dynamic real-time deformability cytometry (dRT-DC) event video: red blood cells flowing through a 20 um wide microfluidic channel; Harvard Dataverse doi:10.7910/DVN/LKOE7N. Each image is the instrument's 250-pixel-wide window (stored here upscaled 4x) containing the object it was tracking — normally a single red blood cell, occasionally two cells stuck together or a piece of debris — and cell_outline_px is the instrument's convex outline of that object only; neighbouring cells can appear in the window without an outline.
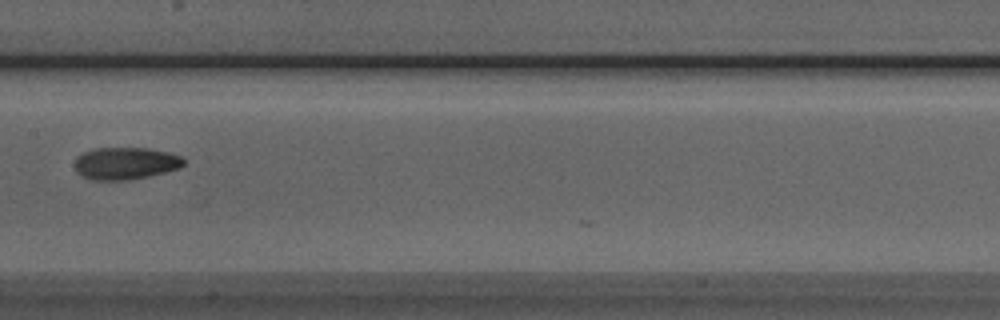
{"species": "Egyptian fruit bat (a non-hibernating species)", "species_latin": "Rousettus aegyptiacus", "temperature_condition": "room temperature", "stored_images_in_passage": 6, "camera_frame_rate_fps": 3000, "um_per_image_px": 0.085, "animal": {"sex": "male"}, "frame": {"image": 1, "passage_image": 5, "time_ms": 4.667, "image_size_px": [1000, 320], "cell_outline_px": [[184, 164], [180, 168], [164, 172], [124, 180], [92, 180], [76, 172], [76, 156], [92, 148], [148, 148], [168, 152], [180, 156], [184, 160]], "centroid_in_image_um": [10.64, 13.87], "position_along_channel_um": 196.8, "area_um2": 20.23}}
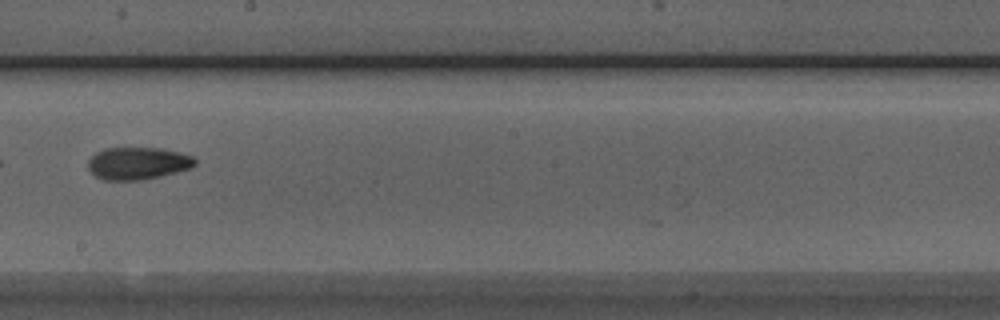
{"frame": {"image": 2, "passage_image": 6, "time_ms": 5.667, "image_size_px": [1000, 320], "cell_outline_px": [[196, 164], [192, 168], [160, 176], [140, 180], [104, 180], [96, 176], [88, 168], [88, 160], [96, 152], [104, 148], [160, 148], [180, 152], [192, 156], [196, 160]], "centroid_in_image_um": [11.72, 13.88], "position_along_channel_um": 236.5, "area_um2": 20.17}}